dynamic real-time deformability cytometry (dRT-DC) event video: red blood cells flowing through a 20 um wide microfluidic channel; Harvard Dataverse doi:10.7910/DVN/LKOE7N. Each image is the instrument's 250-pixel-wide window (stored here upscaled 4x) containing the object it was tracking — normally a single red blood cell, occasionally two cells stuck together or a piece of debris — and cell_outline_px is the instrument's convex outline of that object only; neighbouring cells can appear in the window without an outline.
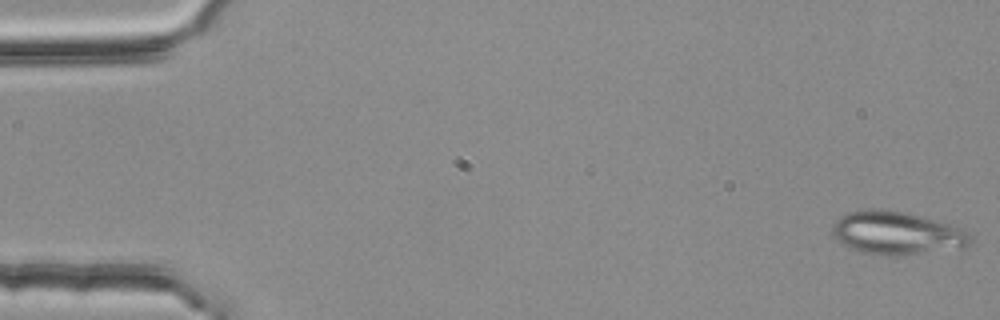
{"species": "common noctule bat (a hibernating species)", "species_latin": "Nyctalus noctula", "temperature_condition": "room temperature", "stored_images_in_passage": 53, "segment_of_instrument_passage": [1, 2], "camera_frame_rate_fps": 3000, "um_per_image_px": 0.085, "animal": {"sex": "female", "body_mass_g": 25.1}, "frame": {"image": 1, "passage_image": 1, "time_ms": 0.0, "image_size_px": [1000, 320], "cell_outline_px": [[972, 244], [964, 248], [920, 252], [864, 252], [852, 248], [840, 240], [832, 232], [832, 224], [840, 216], [848, 212], [872, 208], [880, 208], [908, 212], [924, 216], [952, 224], [968, 232], [972, 236]], "centroid_in_image_um": [76.3, 19.73], "position_along_channel_um": 8.7, "area_um2": 33.76}}